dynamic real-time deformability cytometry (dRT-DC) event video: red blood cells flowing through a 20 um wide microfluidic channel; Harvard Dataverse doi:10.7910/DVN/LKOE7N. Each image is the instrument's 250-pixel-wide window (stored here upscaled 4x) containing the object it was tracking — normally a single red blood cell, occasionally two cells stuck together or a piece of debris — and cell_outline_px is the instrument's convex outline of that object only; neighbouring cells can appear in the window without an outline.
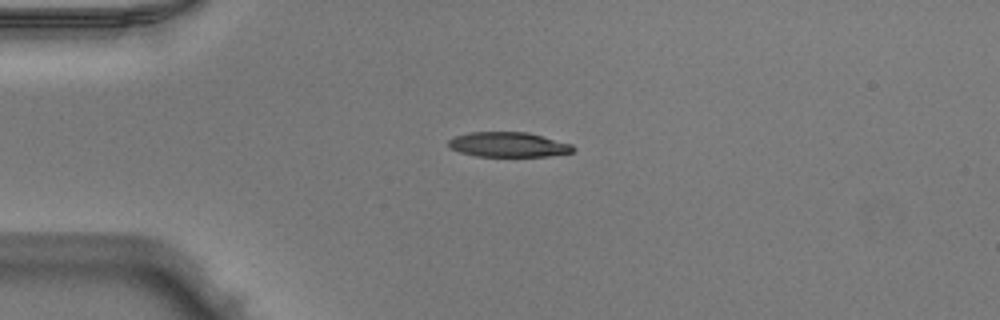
{"species": "Egyptian fruit bat (a non-hibernating species)", "species_latin": "Rousettus aegyptiacus", "temperature_condition": "warm", "stored_images_in_passage": 39, "camera_frame_rate_fps": 3000, "um_per_image_px": 0.085, "animal": {"sex": "male"}, "frame": {"image": 1, "passage_image": 1, "time_ms": 0.0, "image_size_px": [1000, 320], "cell_outline_px": [[576, 148], [572, 152], [548, 156], [476, 156], [460, 152], [452, 148], [448, 144], [448, 140], [456, 136], [472, 132], [528, 132], [572, 144]], "centroid_in_image_um": [43.24, 12.29], "position_along_channel_um": 41.8, "area_um2": 17.92}}
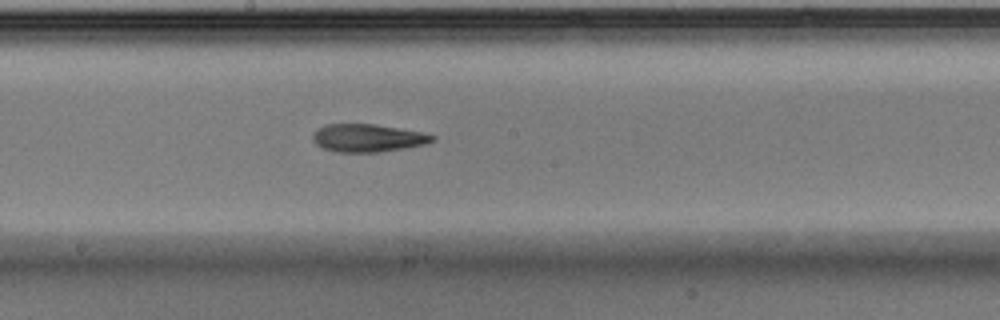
{"frame": {"image": 2, "passage_image": 16, "time_ms": 5.0, "image_size_px": [1000, 320], "cell_outline_px": [[436, 140], [424, 144], [404, 148], [380, 152], [336, 152], [320, 148], [312, 140], [312, 136], [324, 124], [372, 124], [420, 132], [436, 136]], "centroid_in_image_um": [31.22, 11.74], "position_along_channel_um": 217.0, "area_um2": 19.25}}
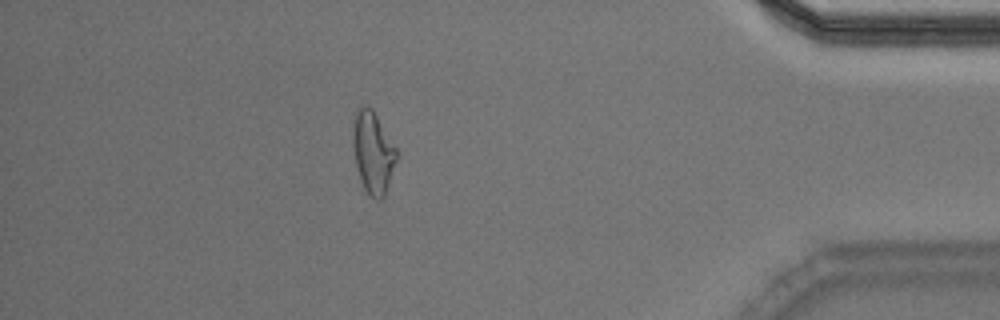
{"frame": {"image": 3, "passage_image": 33, "time_ms": 10.667, "image_size_px": [1000, 320], "cell_outline_px": [[396, 160], [384, 196], [380, 200], [376, 200], [368, 196], [360, 180], [356, 168], [352, 144], [352, 128], [356, 112], [360, 108], [372, 108], [396, 148]], "centroid_in_image_um": [31.67, 13.0], "position_along_channel_um": 403.5, "area_um2": 20.58}, "authors_computed_cell_mechanics": {"area_um2": 19.8254, "velocity_mm_per_s": 4.0188, "shape_relaxation_time_tau1_ms": null, "shape_relaxation_time_tau2_ms": 3.2245, "deformation_change_tau1": null, "deformation_change_tau2": 0.131}}